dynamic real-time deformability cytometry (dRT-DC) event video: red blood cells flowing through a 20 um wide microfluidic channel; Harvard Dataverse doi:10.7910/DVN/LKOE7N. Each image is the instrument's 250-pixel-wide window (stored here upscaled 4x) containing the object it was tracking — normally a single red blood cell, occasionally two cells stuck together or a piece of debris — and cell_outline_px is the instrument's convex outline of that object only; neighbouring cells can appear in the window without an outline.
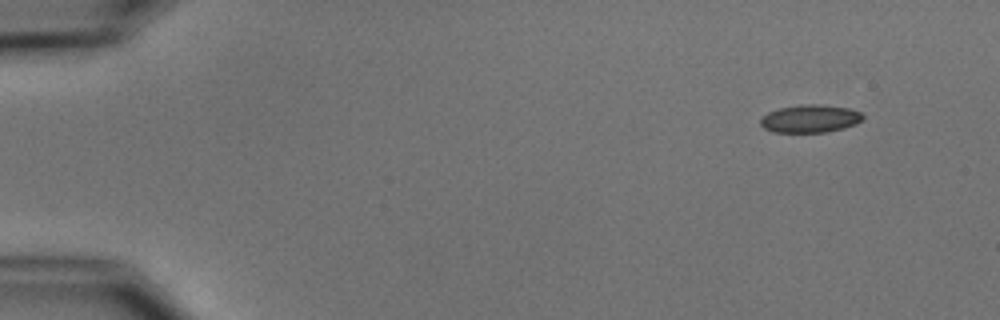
{"species": "common noctule bat (a hibernating species)", "species_latin": "Nyctalus noctula", "temperature_condition": "cold", "stored_images_in_passage": 50, "camera_frame_rate_fps": 3000, "um_per_image_px": 0.085, "animal": {"sex": "male", "body_mass_g": 15.6}, "frame": {"image": 1, "passage_image": 1, "time_ms": 0.0, "image_size_px": [1000, 320], "cell_outline_px": [[864, 116], [856, 124], [844, 128], [828, 132], [772, 132], [764, 128], [760, 124], [760, 120], [768, 112], [780, 108], [800, 104], [820, 104], [848, 108], [860, 112]], "centroid_in_image_um": [68.85, 10.09], "position_along_channel_um": 16.1, "area_um2": 16.59}}
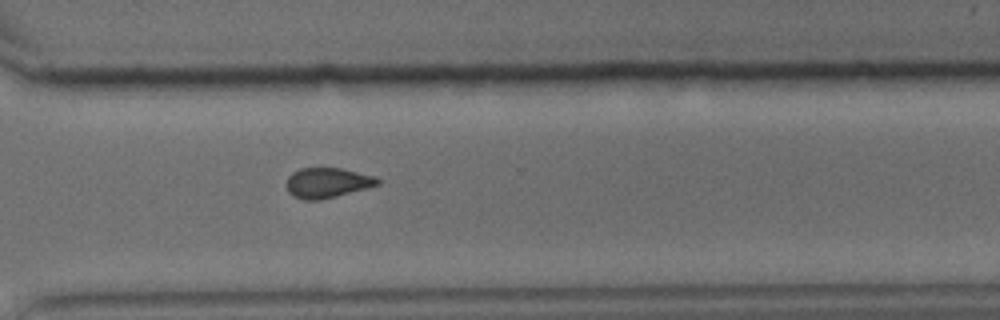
{"frame": {"image": 2, "passage_image": 36, "time_ms": 11.667, "image_size_px": [1000, 320], "cell_outline_px": [[380, 184], [368, 188], [320, 200], [304, 200], [292, 196], [288, 192], [284, 184], [288, 176], [292, 172], [300, 168], [340, 168], [376, 176], [380, 180]], "centroid_in_image_um": [27.79, 15.54], "position_along_channel_um": 342.8, "area_um2": 16.24}}
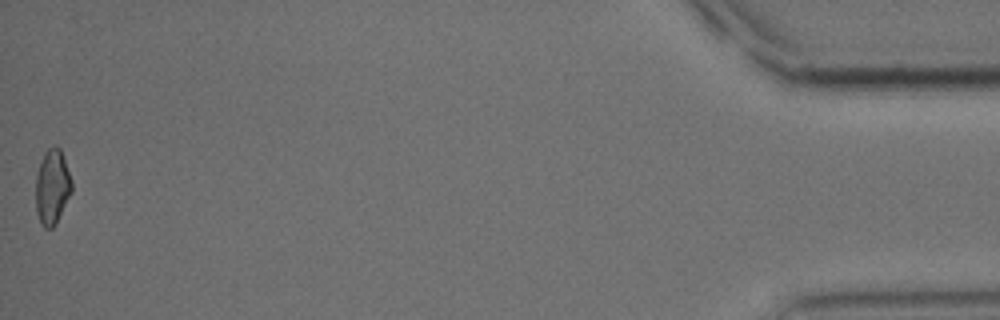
{"frame": {"image": 3, "passage_image": 50, "time_ms": 16.333, "image_size_px": [1000, 320], "cell_outline_px": [[72, 192], [56, 224], [52, 228], [44, 228], [40, 224], [36, 212], [36, 172], [44, 152], [48, 148], [56, 144], [60, 148], [72, 180]], "centroid_in_image_um": [4.43, 15.89], "position_along_channel_um": 430.8, "area_um2": 16.01}, "authors_computed_cell_mechanics": {"area_um2": 16.762, "velocity_mm_per_s": 3.7648, "shape_relaxation_time_tau1_ms": 3.8458, "shape_relaxation_time_tau2_ms": 4.375, "deformation_change_tau1": 0.1035, "deformation_change_tau2": 0.1056}}